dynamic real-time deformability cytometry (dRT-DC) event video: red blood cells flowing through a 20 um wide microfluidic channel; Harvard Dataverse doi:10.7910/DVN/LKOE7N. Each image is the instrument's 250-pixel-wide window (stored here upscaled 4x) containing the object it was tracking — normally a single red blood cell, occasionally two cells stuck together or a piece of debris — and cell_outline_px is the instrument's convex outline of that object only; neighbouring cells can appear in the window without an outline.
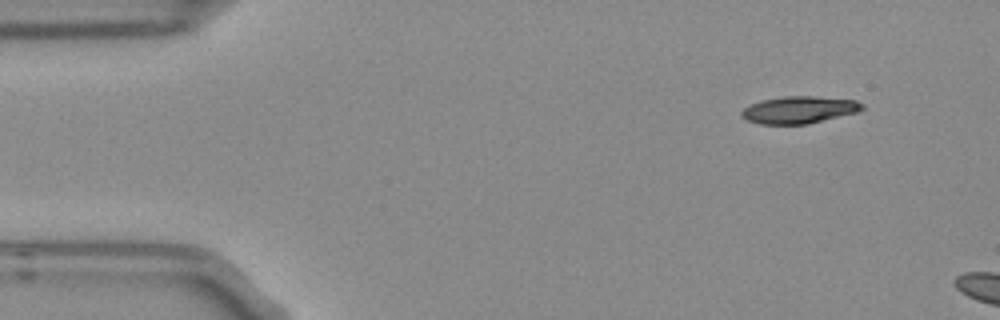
{"species": "Egyptian fruit bat (a non-hibernating species)", "species_latin": "Rousettus aegyptiacus", "temperature_condition": "room temperature", "stored_images_in_passage": 3, "camera_frame_rate_fps": 3000, "um_per_image_px": 0.085, "frame": {"image": 1, "passage_image": 1, "time_ms": 0.0, "image_size_px": [1000, 320], "cell_outline_px": [[864, 108], [860, 112], [808, 124], [760, 124], [748, 120], [740, 116], [740, 112], [744, 108], [760, 100], [784, 96], [812, 96], [856, 100], [864, 104]], "centroid_in_image_um": [67.95, 9.34], "position_along_channel_um": 17.0, "area_um2": 19.25}}